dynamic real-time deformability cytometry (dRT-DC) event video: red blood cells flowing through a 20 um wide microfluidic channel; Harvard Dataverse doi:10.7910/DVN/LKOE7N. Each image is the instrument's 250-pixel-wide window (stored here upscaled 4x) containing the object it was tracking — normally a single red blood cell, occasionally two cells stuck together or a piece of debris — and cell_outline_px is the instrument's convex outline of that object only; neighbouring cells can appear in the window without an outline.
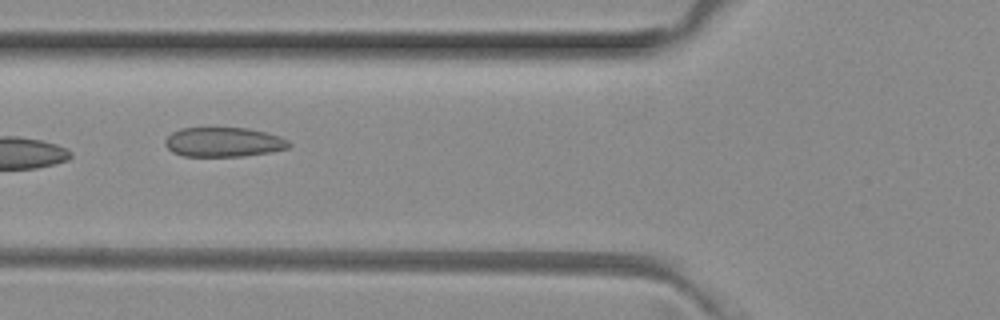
{"species": "common noctule bat (a hibernating species)", "species_latin": "Nyctalus noctula", "temperature_condition": "room temperature", "stored_images_in_passage": 7, "camera_frame_rate_fps": 3000, "um_per_image_px": 0.085, "animal": {"sex": "female", "body_mass_g": 29.2, "forearm_length_mm": 56.3}, "frame": {"image": 1, "passage_image": 4, "time_ms": 1.0, "image_size_px": [1000, 320], "cell_outline_px": [[292, 144], [288, 148], [272, 152], [244, 156], [184, 156], [172, 152], [164, 144], [164, 140], [172, 132], [180, 128], [248, 128], [280, 136], [288, 140]], "centroid_in_image_um": [19.01, 12.08], "position_along_channel_um": 106.8, "area_um2": 21.39}}
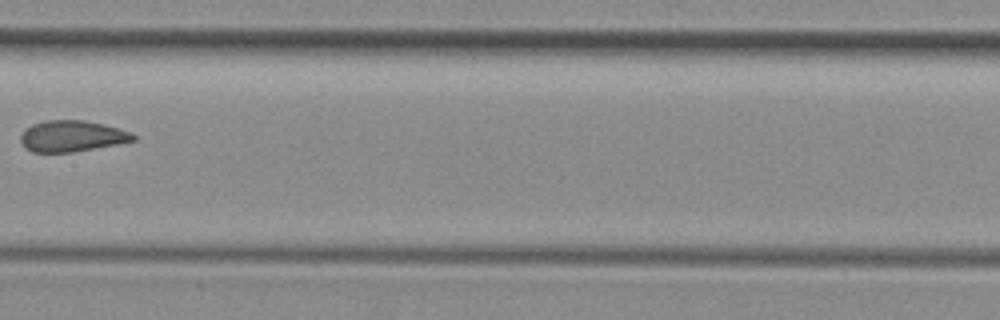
{"frame": {"image": 2, "passage_image": 6, "time_ms": 1.667, "image_size_px": [1000, 320], "cell_outline_px": [[136, 140], [116, 144], [72, 152], [32, 152], [24, 148], [20, 140], [20, 136], [24, 128], [32, 124], [44, 120], [84, 120], [120, 128], [132, 132], [136, 136]], "centroid_in_image_um": [6.08, 11.56], "position_along_channel_um": 201.3, "area_um2": 20.58}}
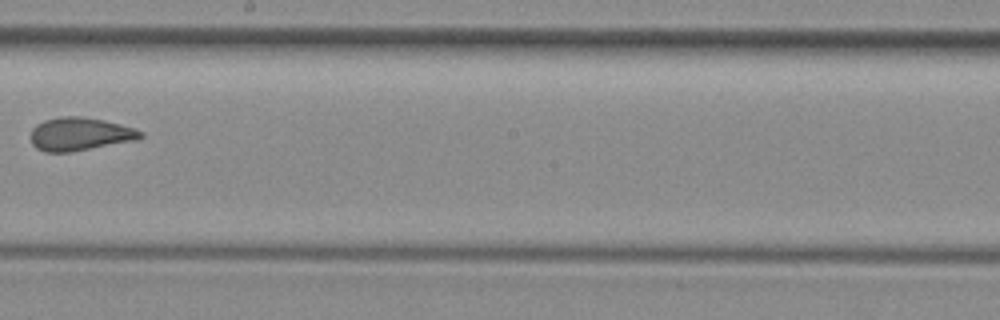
{"frame": {"image": 3, "passage_image": 7, "time_ms": 2.0, "image_size_px": [1000, 320], "cell_outline_px": [[144, 136], [136, 140], [72, 152], [44, 152], [36, 148], [32, 144], [32, 128], [36, 124], [44, 120], [64, 116], [80, 116], [104, 120], [136, 128], [144, 132]], "centroid_in_image_um": [6.81, 11.4], "position_along_channel_um": 241.4, "area_um2": 21.33}}